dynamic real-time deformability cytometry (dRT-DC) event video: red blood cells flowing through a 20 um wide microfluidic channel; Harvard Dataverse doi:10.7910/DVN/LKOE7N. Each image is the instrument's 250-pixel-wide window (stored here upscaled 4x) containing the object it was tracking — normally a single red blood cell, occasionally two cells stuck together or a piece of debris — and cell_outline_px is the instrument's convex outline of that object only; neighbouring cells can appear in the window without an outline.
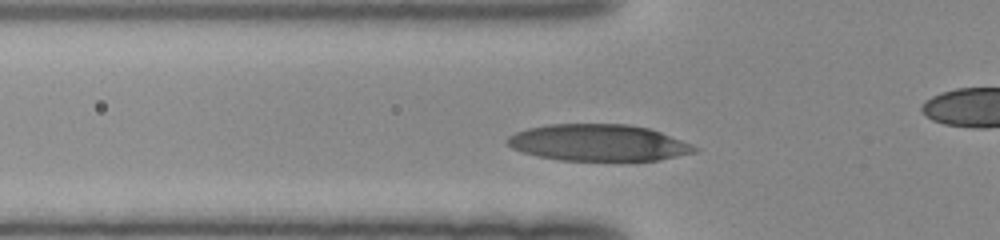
{"species": "human", "species_latin": "Homo sapiens", "temperature_condition": "room temperature", "stored_images_in_passage": 31, "camera_frame_rate_fps": 3000, "um_per_image_px": 0.085, "donor": {"sex": "female"}, "frame": {"image": 1, "passage_image": 6, "time_ms": 1.667, "image_size_px": [1000, 240], "cell_outline_px": [[700, 148], [696, 152], [660, 160], [620, 164], [560, 160], [536, 156], [512, 148], [504, 140], [508, 136], [516, 132], [528, 128], [548, 124], [628, 124], [648, 128], [660, 132], [692, 144]], "centroid_in_image_um": [50.9, 12.18], "position_along_channel_um": 74.9, "area_um2": 41.33}}
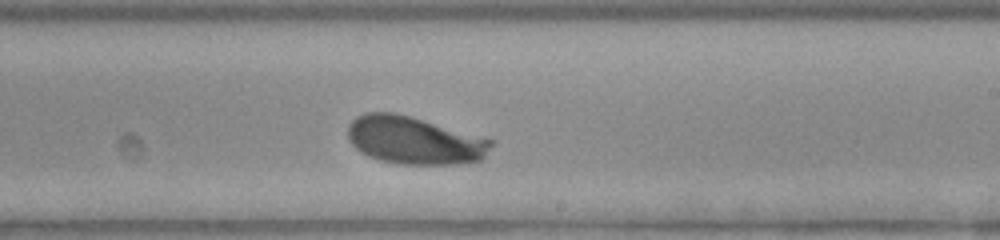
{"frame": {"image": 2, "passage_image": 19, "time_ms": 6.0, "image_size_px": [1000, 240], "cell_outline_px": [[492, 144], [484, 156], [480, 160], [460, 164], [396, 164], [380, 160], [368, 156], [360, 152], [348, 140], [348, 124], [356, 116], [364, 112], [392, 112], [408, 116], [492, 140]], "centroid_in_image_um": [35.13, 11.94], "position_along_channel_um": 253.9, "area_um2": 39.42}}
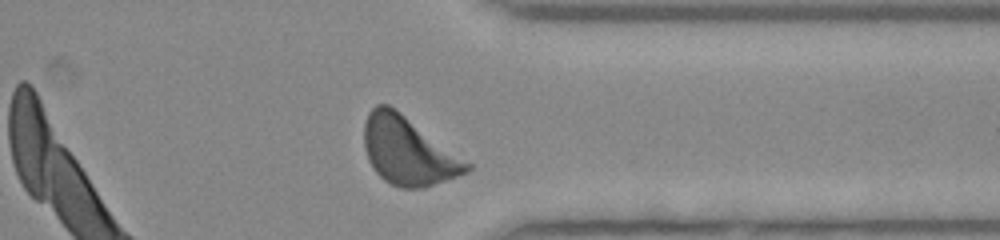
{"frame": {"image": 3, "passage_image": 28, "time_ms": 9.0, "image_size_px": [1000, 240], "cell_outline_px": [[472, 168], [468, 172], [424, 188], [400, 188], [384, 180], [376, 172], [368, 160], [364, 148], [364, 124], [368, 112], [376, 104], [388, 104], [400, 112], [472, 164]], "centroid_in_image_um": [34.67, 12.84], "position_along_channel_um": 376.7, "area_um2": 40.4}}